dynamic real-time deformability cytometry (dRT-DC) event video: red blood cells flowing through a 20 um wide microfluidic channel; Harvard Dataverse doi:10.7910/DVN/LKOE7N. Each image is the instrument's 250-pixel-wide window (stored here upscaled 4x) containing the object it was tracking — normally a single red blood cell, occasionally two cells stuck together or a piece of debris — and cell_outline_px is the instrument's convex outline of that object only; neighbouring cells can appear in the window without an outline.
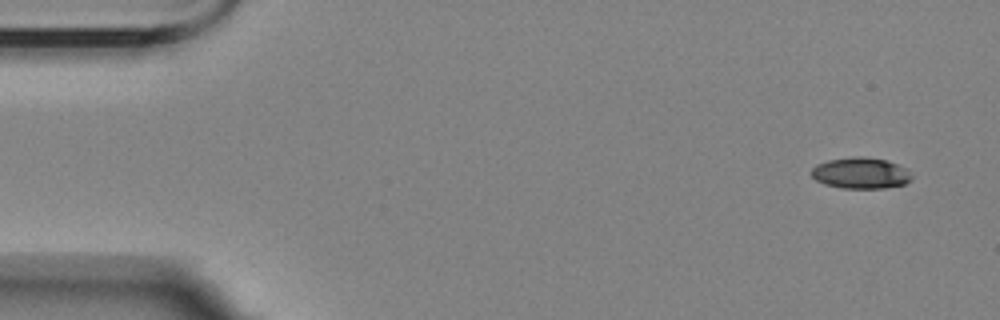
{"species": "Egyptian fruit bat (a non-hibernating species)", "species_latin": "Rousettus aegyptiacus", "temperature_condition": "room temperature", "stored_images_in_passage": 8, "camera_frame_rate_fps": 3000, "um_per_image_px": 0.085, "animal": {"sex": "female"}, "frame": {"image": 1, "passage_image": 1, "time_ms": 0.0, "image_size_px": [1000, 320], "cell_outline_px": [[912, 180], [904, 184], [884, 188], [840, 188], [824, 184], [816, 180], [812, 176], [812, 168], [816, 164], [828, 160], [856, 156], [860, 156], [884, 160], [908, 168], [912, 176]], "centroid_in_image_um": [73.17, 14.72], "position_along_channel_um": 11.8, "area_um2": 18.21}}
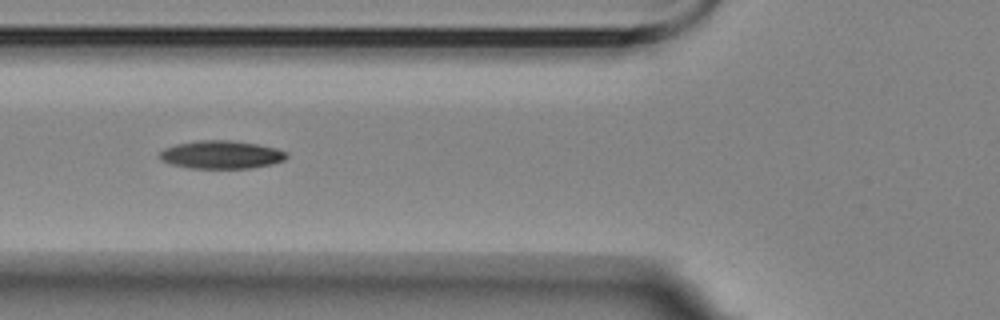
{"frame": {"image": 2, "passage_image": 6, "time_ms": 6.0, "image_size_px": [1000, 320], "cell_outline_px": [[288, 156], [284, 160], [268, 164], [248, 168], [188, 168], [172, 164], [160, 160], [156, 156], [164, 148], [176, 144], [200, 140], [232, 140], [256, 144], [276, 148], [288, 152]], "centroid_in_image_um": [18.76, 13.14], "position_along_channel_um": 107.0, "area_um2": 20.75}}
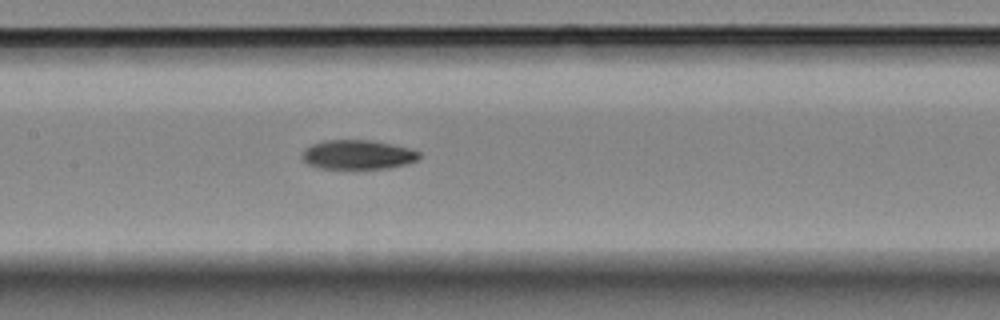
{"frame": {"image": 3, "passage_image": 8, "time_ms": 8.0, "image_size_px": [1000, 320], "cell_outline_px": [[420, 156], [416, 160], [408, 164], [388, 168], [320, 168], [308, 164], [300, 156], [312, 144], [324, 140], [372, 140], [392, 144], [408, 148], [420, 152]], "centroid_in_image_um": [30.43, 13.14], "position_along_channel_um": 177.0, "area_um2": 19.83}}